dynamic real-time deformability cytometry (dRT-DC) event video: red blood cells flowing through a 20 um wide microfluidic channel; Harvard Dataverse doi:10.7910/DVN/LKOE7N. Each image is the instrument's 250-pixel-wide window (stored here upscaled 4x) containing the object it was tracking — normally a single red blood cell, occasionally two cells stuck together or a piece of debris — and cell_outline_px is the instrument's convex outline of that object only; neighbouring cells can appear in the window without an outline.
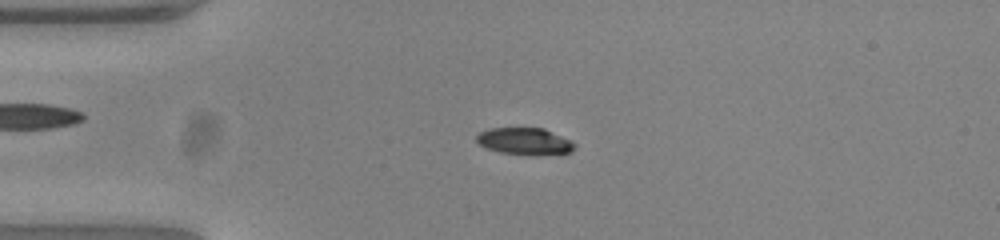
{"species": "common noctule bat (a hibernating species)", "species_latin": "Nyctalus noctula", "temperature_condition": "warm", "stored_images_in_passage": 49, "camera_frame_rate_fps": 3000, "um_per_image_px": 0.085, "animal": {"sex": "female", "body_mass_g": 23.0, "forearm_length_mm": 53.4}, "frame": {"image": 1, "passage_image": 9, "time_ms": 2.667, "image_size_px": [1000, 240], "cell_outline_px": [[576, 148], [572, 152], [532, 156], [500, 152], [488, 148], [480, 144], [476, 140], [476, 136], [480, 132], [488, 128], [544, 128], [576, 144]], "centroid_in_image_um": [44.61, 12.02], "position_along_channel_um": 40.4, "area_um2": 15.37}}
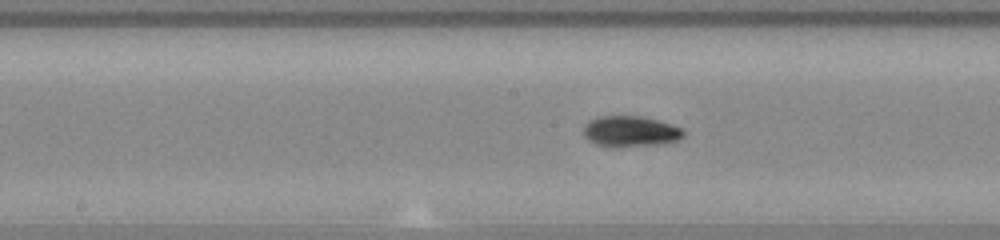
{"frame": {"image": 2, "passage_image": 23, "time_ms": 7.333, "image_size_px": [1000, 240], "cell_outline_px": [[684, 136], [676, 140], [664, 144], [616, 148], [600, 144], [588, 140], [584, 136], [584, 124], [588, 120], [600, 116], [640, 116], [656, 120], [680, 128], [684, 132]], "centroid_in_image_um": [53.55, 11.18], "position_along_channel_um": 194.6, "area_um2": 17.92}}
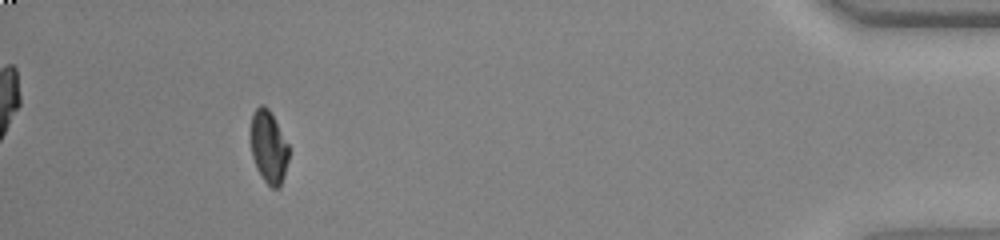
{"frame": {"image": 3, "passage_image": 45, "time_ms": 14.667, "image_size_px": [1000, 240], "cell_outline_px": [[288, 160], [284, 176], [280, 188], [272, 188], [264, 180], [256, 168], [252, 156], [252, 116], [256, 108], [260, 104], [264, 104], [268, 108], [288, 144]], "centroid_in_image_um": [22.84, 12.52], "position_along_channel_um": 412.4, "area_um2": 15.78}, "authors_computed_cell_mechanics": {"area_um2": 16.9354, "velocity_mm_per_s": 3.8582, "shape_relaxation_time_tau1_ms": 3.9784, "shape_relaxation_time_tau2_ms": 1.5217, "deformation_change_tau1": 0.1355, "deformation_change_tau2": 0.0472}}